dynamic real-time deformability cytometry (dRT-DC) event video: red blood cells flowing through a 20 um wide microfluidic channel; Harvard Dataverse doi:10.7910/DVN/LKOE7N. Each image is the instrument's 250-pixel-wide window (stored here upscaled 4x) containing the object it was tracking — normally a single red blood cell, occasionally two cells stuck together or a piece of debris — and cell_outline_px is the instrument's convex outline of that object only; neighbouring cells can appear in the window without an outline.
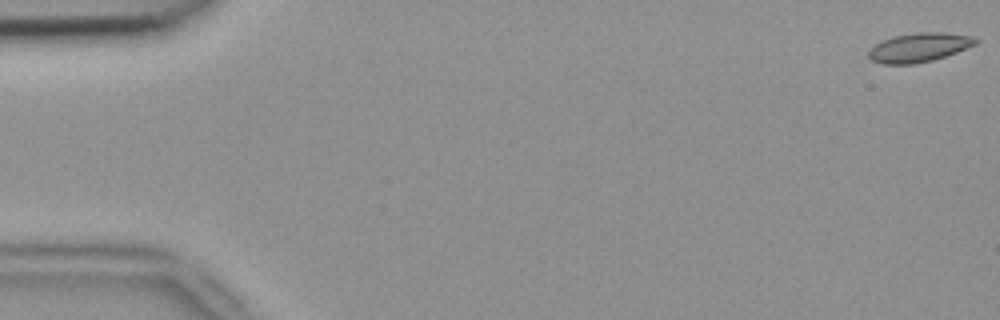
{"species": "common noctule bat (a hibernating species)", "species_latin": "Nyctalus noctula", "temperature_condition": "room temperature", "stored_images_in_passage": 5, "camera_frame_rate_fps": 3000, "um_per_image_px": 0.085, "animal": {"sex": "female", "body_mass_g": 18.4}, "frame": {"image": 1, "passage_image": 1, "time_ms": 0.0, "image_size_px": [1000, 320], "cell_outline_px": [[980, 40], [976, 44], [956, 52], [932, 60], [916, 64], [880, 64], [872, 60], [868, 56], [868, 52], [876, 44], [892, 36], [920, 32], [944, 32], [968, 36]], "centroid_in_image_um": [78.1, 4.04], "position_along_channel_um": 6.9, "area_um2": 17.92}}